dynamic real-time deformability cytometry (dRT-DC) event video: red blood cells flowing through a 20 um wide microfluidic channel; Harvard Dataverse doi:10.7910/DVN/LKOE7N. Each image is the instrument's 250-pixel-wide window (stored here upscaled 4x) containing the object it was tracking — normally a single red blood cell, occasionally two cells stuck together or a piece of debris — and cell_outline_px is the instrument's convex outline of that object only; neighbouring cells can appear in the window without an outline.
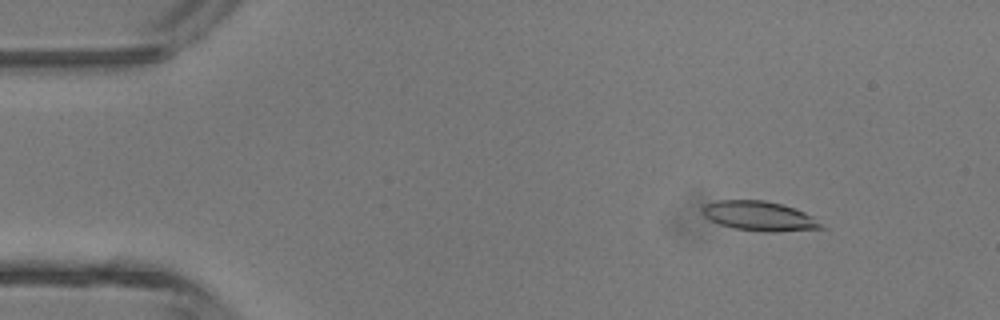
{"species": "common noctule bat (a hibernating species)", "species_latin": "Nyctalus noctula", "temperature_condition": "room temperature", "stored_images_in_passage": 4, "camera_frame_rate_fps": 3000, "um_per_image_px": 0.085, "animal": {"sex": "male", "body_mass_g": 13.3}, "frame": {"image": 1, "passage_image": 2, "time_ms": 1.333, "image_size_px": [1000, 320], "cell_outline_px": [[828, 228], [776, 232], [764, 232], [732, 228], [708, 220], [700, 212], [700, 208], [704, 204], [716, 200], [764, 200], [780, 204], [804, 212], [812, 216]], "centroid_in_image_um": [64.49, 18.37], "position_along_channel_um": 20.5, "area_um2": 20.75}}